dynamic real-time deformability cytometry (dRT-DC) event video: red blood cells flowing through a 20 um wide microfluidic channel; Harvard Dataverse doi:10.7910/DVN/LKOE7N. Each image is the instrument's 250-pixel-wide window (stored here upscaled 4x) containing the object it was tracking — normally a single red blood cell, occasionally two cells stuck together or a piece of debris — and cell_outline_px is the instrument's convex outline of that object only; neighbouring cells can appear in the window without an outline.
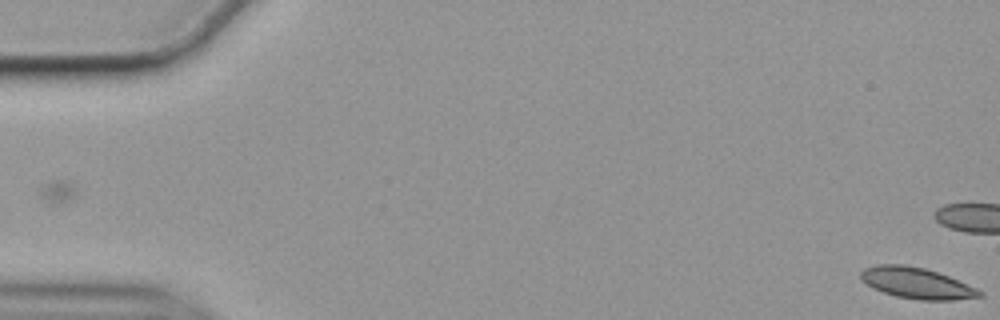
{"species": "common noctule bat (a hibernating species)", "species_latin": "Nyctalus noctula", "temperature_condition": "cold", "stored_images_in_passage": 58, "camera_frame_rate_fps": 3000, "um_per_image_px": 0.085, "animal": {"sex": "female", "body_mass_g": 19.9}, "frame": {"image": 1, "passage_image": 1, "time_ms": 0.0, "image_size_px": [1000, 320], "cell_outline_px": [[984, 296], [952, 300], [920, 300], [896, 296], [872, 288], [860, 280], [860, 272], [864, 268], [876, 264], [904, 264], [924, 268], [948, 276], [976, 288], [984, 292]], "centroid_in_image_um": [77.88, 24.06], "position_along_channel_um": 7.1, "area_um2": 21.5}, "authors_computed_cell_mechanics": {"area_um2": 21.2126, "velocity_mm_per_s": 3.5107, "shape_relaxation_time_tau1_ms": null, "shape_relaxation_time_tau2_ms": 4.7399, "deformation_change_tau1": null, "deformation_change_tau2": 0.1088}}